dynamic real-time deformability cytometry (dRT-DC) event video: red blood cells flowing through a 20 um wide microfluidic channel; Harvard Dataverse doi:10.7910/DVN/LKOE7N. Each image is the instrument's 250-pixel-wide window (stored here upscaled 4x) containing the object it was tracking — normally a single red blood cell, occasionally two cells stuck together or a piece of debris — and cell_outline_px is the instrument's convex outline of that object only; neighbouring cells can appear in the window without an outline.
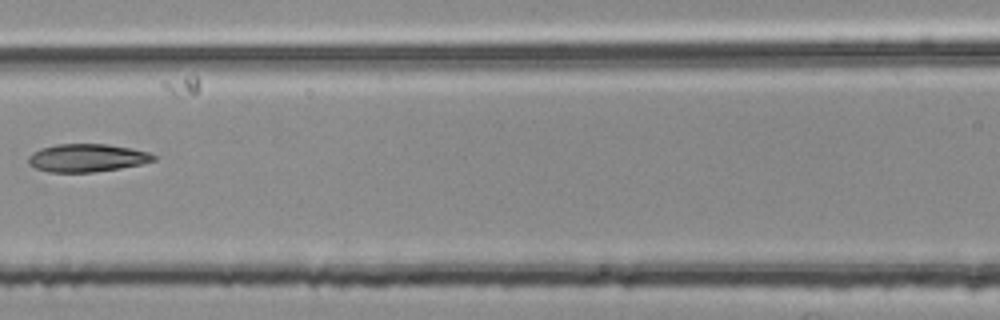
{"species": "common noctule bat (a hibernating species)", "species_latin": "Nyctalus noctula", "temperature_condition": "room temperature", "stored_images_in_passage": 5, "camera_frame_rate_fps": 3000, "um_per_image_px": 0.085, "animal": {"sex": "female", "body_mass_g": 25.1}, "frame": {"image": 1, "passage_image": 5, "time_ms": 1.333, "image_size_px": [1000, 320], "cell_outline_px": [[156, 160], [140, 164], [120, 168], [92, 172], [48, 172], [36, 168], [28, 164], [28, 156], [32, 152], [40, 148], [56, 144], [108, 144], [132, 148], [148, 152], [156, 156]], "centroid_in_image_um": [7.37, 13.41], "position_along_channel_um": 159.2, "area_um2": 20.46}}